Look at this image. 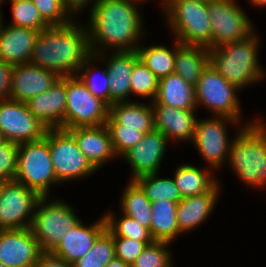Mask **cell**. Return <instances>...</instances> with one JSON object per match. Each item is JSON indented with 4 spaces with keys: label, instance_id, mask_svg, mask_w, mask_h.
<instances>
[{
    "label": "cell",
    "instance_id": "1",
    "mask_svg": "<svg viewBox=\"0 0 266 267\" xmlns=\"http://www.w3.org/2000/svg\"><path fill=\"white\" fill-rule=\"evenodd\" d=\"M141 0H98L89 11L87 28L92 54L136 51L145 39ZM145 27V28H144ZM145 34V35H144ZM110 49V50H109Z\"/></svg>",
    "mask_w": 266,
    "mask_h": 267
},
{
    "label": "cell",
    "instance_id": "2",
    "mask_svg": "<svg viewBox=\"0 0 266 267\" xmlns=\"http://www.w3.org/2000/svg\"><path fill=\"white\" fill-rule=\"evenodd\" d=\"M78 20L77 17L67 25L50 26L40 31L29 62L54 71L60 77L77 75L92 55L88 28Z\"/></svg>",
    "mask_w": 266,
    "mask_h": 267
},
{
    "label": "cell",
    "instance_id": "3",
    "mask_svg": "<svg viewBox=\"0 0 266 267\" xmlns=\"http://www.w3.org/2000/svg\"><path fill=\"white\" fill-rule=\"evenodd\" d=\"M259 37L255 30L245 40L208 49L210 66L240 91L266 78L265 69L259 62Z\"/></svg>",
    "mask_w": 266,
    "mask_h": 267
},
{
    "label": "cell",
    "instance_id": "4",
    "mask_svg": "<svg viewBox=\"0 0 266 267\" xmlns=\"http://www.w3.org/2000/svg\"><path fill=\"white\" fill-rule=\"evenodd\" d=\"M229 167L247 187L266 188V122L262 118L237 129L230 145Z\"/></svg>",
    "mask_w": 266,
    "mask_h": 267
},
{
    "label": "cell",
    "instance_id": "5",
    "mask_svg": "<svg viewBox=\"0 0 266 267\" xmlns=\"http://www.w3.org/2000/svg\"><path fill=\"white\" fill-rule=\"evenodd\" d=\"M41 197L36 205L30 230L42 252H52L81 219L75 208L60 198ZM49 201V202H48Z\"/></svg>",
    "mask_w": 266,
    "mask_h": 267
},
{
    "label": "cell",
    "instance_id": "6",
    "mask_svg": "<svg viewBox=\"0 0 266 267\" xmlns=\"http://www.w3.org/2000/svg\"><path fill=\"white\" fill-rule=\"evenodd\" d=\"M163 15L173 38L185 45H202L211 49V24L207 3L174 0Z\"/></svg>",
    "mask_w": 266,
    "mask_h": 267
},
{
    "label": "cell",
    "instance_id": "7",
    "mask_svg": "<svg viewBox=\"0 0 266 267\" xmlns=\"http://www.w3.org/2000/svg\"><path fill=\"white\" fill-rule=\"evenodd\" d=\"M14 180L36 191L41 197H49L50 189L57 182L48 140L44 136L40 140L18 144L17 172Z\"/></svg>",
    "mask_w": 266,
    "mask_h": 267
},
{
    "label": "cell",
    "instance_id": "8",
    "mask_svg": "<svg viewBox=\"0 0 266 267\" xmlns=\"http://www.w3.org/2000/svg\"><path fill=\"white\" fill-rule=\"evenodd\" d=\"M196 106H204L213 116H225L238 120L243 125L252 124L256 119L244 123V116L238 92L234 85L227 82L210 64L203 70L195 87ZM243 117V118H242Z\"/></svg>",
    "mask_w": 266,
    "mask_h": 267
},
{
    "label": "cell",
    "instance_id": "9",
    "mask_svg": "<svg viewBox=\"0 0 266 267\" xmlns=\"http://www.w3.org/2000/svg\"><path fill=\"white\" fill-rule=\"evenodd\" d=\"M45 137L48 140L49 151L57 182L85 179L98 170L81 152L74 136L64 129H47Z\"/></svg>",
    "mask_w": 266,
    "mask_h": 267
},
{
    "label": "cell",
    "instance_id": "10",
    "mask_svg": "<svg viewBox=\"0 0 266 267\" xmlns=\"http://www.w3.org/2000/svg\"><path fill=\"white\" fill-rule=\"evenodd\" d=\"M235 125L241 129L244 125L238 120L225 116H209L197 119L193 146L202 156L209 168L215 172L226 166L232 139L228 135L227 126Z\"/></svg>",
    "mask_w": 266,
    "mask_h": 267
},
{
    "label": "cell",
    "instance_id": "11",
    "mask_svg": "<svg viewBox=\"0 0 266 267\" xmlns=\"http://www.w3.org/2000/svg\"><path fill=\"white\" fill-rule=\"evenodd\" d=\"M64 130L106 124L109 106L90 93L77 75L65 76Z\"/></svg>",
    "mask_w": 266,
    "mask_h": 267
},
{
    "label": "cell",
    "instance_id": "12",
    "mask_svg": "<svg viewBox=\"0 0 266 267\" xmlns=\"http://www.w3.org/2000/svg\"><path fill=\"white\" fill-rule=\"evenodd\" d=\"M237 1L212 0L207 2V13L211 24V49L245 40L255 31L253 21Z\"/></svg>",
    "mask_w": 266,
    "mask_h": 267
},
{
    "label": "cell",
    "instance_id": "13",
    "mask_svg": "<svg viewBox=\"0 0 266 267\" xmlns=\"http://www.w3.org/2000/svg\"><path fill=\"white\" fill-rule=\"evenodd\" d=\"M41 196L16 181L0 183V230L30 228Z\"/></svg>",
    "mask_w": 266,
    "mask_h": 267
},
{
    "label": "cell",
    "instance_id": "14",
    "mask_svg": "<svg viewBox=\"0 0 266 267\" xmlns=\"http://www.w3.org/2000/svg\"><path fill=\"white\" fill-rule=\"evenodd\" d=\"M47 128L29 111L26 103L16 100L0 102V132L5 140L22 144L40 140Z\"/></svg>",
    "mask_w": 266,
    "mask_h": 267
},
{
    "label": "cell",
    "instance_id": "15",
    "mask_svg": "<svg viewBox=\"0 0 266 267\" xmlns=\"http://www.w3.org/2000/svg\"><path fill=\"white\" fill-rule=\"evenodd\" d=\"M168 138L160 131L153 130L144 135L141 141L129 149L120 158L125 159L131 167V178L160 172L159 169L166 156Z\"/></svg>",
    "mask_w": 266,
    "mask_h": 267
},
{
    "label": "cell",
    "instance_id": "16",
    "mask_svg": "<svg viewBox=\"0 0 266 267\" xmlns=\"http://www.w3.org/2000/svg\"><path fill=\"white\" fill-rule=\"evenodd\" d=\"M42 251L30 228L0 230V262L7 267H34Z\"/></svg>",
    "mask_w": 266,
    "mask_h": 267
},
{
    "label": "cell",
    "instance_id": "17",
    "mask_svg": "<svg viewBox=\"0 0 266 267\" xmlns=\"http://www.w3.org/2000/svg\"><path fill=\"white\" fill-rule=\"evenodd\" d=\"M108 51L97 53L104 62L110 83V105L131 102V75L134 65L140 60L137 51ZM106 62V63H105Z\"/></svg>",
    "mask_w": 266,
    "mask_h": 267
},
{
    "label": "cell",
    "instance_id": "18",
    "mask_svg": "<svg viewBox=\"0 0 266 267\" xmlns=\"http://www.w3.org/2000/svg\"><path fill=\"white\" fill-rule=\"evenodd\" d=\"M60 76L30 62L14 66L10 83V99L27 102L49 90Z\"/></svg>",
    "mask_w": 266,
    "mask_h": 267
},
{
    "label": "cell",
    "instance_id": "19",
    "mask_svg": "<svg viewBox=\"0 0 266 267\" xmlns=\"http://www.w3.org/2000/svg\"><path fill=\"white\" fill-rule=\"evenodd\" d=\"M152 108L155 130L162 132L170 142H193L198 119L196 110L175 109L163 104H152Z\"/></svg>",
    "mask_w": 266,
    "mask_h": 267
},
{
    "label": "cell",
    "instance_id": "20",
    "mask_svg": "<svg viewBox=\"0 0 266 267\" xmlns=\"http://www.w3.org/2000/svg\"><path fill=\"white\" fill-rule=\"evenodd\" d=\"M29 111L47 129H64L66 108L65 76L60 77L46 92L25 102Z\"/></svg>",
    "mask_w": 266,
    "mask_h": 267
},
{
    "label": "cell",
    "instance_id": "21",
    "mask_svg": "<svg viewBox=\"0 0 266 267\" xmlns=\"http://www.w3.org/2000/svg\"><path fill=\"white\" fill-rule=\"evenodd\" d=\"M106 229V220L103 214L100 219L98 218L89 225L85 224L81 218L51 253L73 264L91 249L96 239Z\"/></svg>",
    "mask_w": 266,
    "mask_h": 267
},
{
    "label": "cell",
    "instance_id": "22",
    "mask_svg": "<svg viewBox=\"0 0 266 267\" xmlns=\"http://www.w3.org/2000/svg\"><path fill=\"white\" fill-rule=\"evenodd\" d=\"M76 139L81 152L99 170L113 159L117 160L110 133L105 124L100 126L76 127L68 129Z\"/></svg>",
    "mask_w": 266,
    "mask_h": 267
},
{
    "label": "cell",
    "instance_id": "23",
    "mask_svg": "<svg viewBox=\"0 0 266 267\" xmlns=\"http://www.w3.org/2000/svg\"><path fill=\"white\" fill-rule=\"evenodd\" d=\"M220 181L206 193L182 198L177 205L176 220L181 234L196 230L214 212L221 192Z\"/></svg>",
    "mask_w": 266,
    "mask_h": 267
},
{
    "label": "cell",
    "instance_id": "24",
    "mask_svg": "<svg viewBox=\"0 0 266 267\" xmlns=\"http://www.w3.org/2000/svg\"><path fill=\"white\" fill-rule=\"evenodd\" d=\"M39 33L3 23L0 30V60L13 66L28 63Z\"/></svg>",
    "mask_w": 266,
    "mask_h": 267
},
{
    "label": "cell",
    "instance_id": "25",
    "mask_svg": "<svg viewBox=\"0 0 266 267\" xmlns=\"http://www.w3.org/2000/svg\"><path fill=\"white\" fill-rule=\"evenodd\" d=\"M117 102L109 106V117L105 125H123L145 134L153 131L154 112L151 102Z\"/></svg>",
    "mask_w": 266,
    "mask_h": 267
},
{
    "label": "cell",
    "instance_id": "26",
    "mask_svg": "<svg viewBox=\"0 0 266 267\" xmlns=\"http://www.w3.org/2000/svg\"><path fill=\"white\" fill-rule=\"evenodd\" d=\"M151 104H163L175 109L197 110L195 86L172 73L159 80L157 95Z\"/></svg>",
    "mask_w": 266,
    "mask_h": 267
},
{
    "label": "cell",
    "instance_id": "27",
    "mask_svg": "<svg viewBox=\"0 0 266 267\" xmlns=\"http://www.w3.org/2000/svg\"><path fill=\"white\" fill-rule=\"evenodd\" d=\"M204 167L184 162L176 166L172 178L182 198L209 192L219 182L215 171L207 165Z\"/></svg>",
    "mask_w": 266,
    "mask_h": 267
},
{
    "label": "cell",
    "instance_id": "28",
    "mask_svg": "<svg viewBox=\"0 0 266 267\" xmlns=\"http://www.w3.org/2000/svg\"><path fill=\"white\" fill-rule=\"evenodd\" d=\"M209 64V50L202 45H185L176 39L174 73L196 87L203 70Z\"/></svg>",
    "mask_w": 266,
    "mask_h": 267
},
{
    "label": "cell",
    "instance_id": "29",
    "mask_svg": "<svg viewBox=\"0 0 266 267\" xmlns=\"http://www.w3.org/2000/svg\"><path fill=\"white\" fill-rule=\"evenodd\" d=\"M178 203L179 202H171L167 200L151 203L152 215L150 234L154 241L171 243L177 236L182 235L176 220Z\"/></svg>",
    "mask_w": 266,
    "mask_h": 267
},
{
    "label": "cell",
    "instance_id": "30",
    "mask_svg": "<svg viewBox=\"0 0 266 267\" xmlns=\"http://www.w3.org/2000/svg\"><path fill=\"white\" fill-rule=\"evenodd\" d=\"M173 41V47L170 49L164 44H141L137 47L139 59L159 80L174 73L176 39L173 38Z\"/></svg>",
    "mask_w": 266,
    "mask_h": 267
},
{
    "label": "cell",
    "instance_id": "31",
    "mask_svg": "<svg viewBox=\"0 0 266 267\" xmlns=\"http://www.w3.org/2000/svg\"><path fill=\"white\" fill-rule=\"evenodd\" d=\"M128 182L124 187L122 196H120V213L133 218L139 224L150 230L152 215L151 201L145 196L143 190L134 180L129 179Z\"/></svg>",
    "mask_w": 266,
    "mask_h": 267
},
{
    "label": "cell",
    "instance_id": "32",
    "mask_svg": "<svg viewBox=\"0 0 266 267\" xmlns=\"http://www.w3.org/2000/svg\"><path fill=\"white\" fill-rule=\"evenodd\" d=\"M99 62V63H96ZM100 59L92 54L79 69L77 76L86 85L88 90L95 97L103 100L110 106V83L105 64L101 70ZM94 65V66H93Z\"/></svg>",
    "mask_w": 266,
    "mask_h": 267
},
{
    "label": "cell",
    "instance_id": "33",
    "mask_svg": "<svg viewBox=\"0 0 266 267\" xmlns=\"http://www.w3.org/2000/svg\"><path fill=\"white\" fill-rule=\"evenodd\" d=\"M158 174L141 175L136 177L134 181L140 186L151 203L160 200L179 202L182 197L173 178L160 177Z\"/></svg>",
    "mask_w": 266,
    "mask_h": 267
},
{
    "label": "cell",
    "instance_id": "34",
    "mask_svg": "<svg viewBox=\"0 0 266 267\" xmlns=\"http://www.w3.org/2000/svg\"><path fill=\"white\" fill-rule=\"evenodd\" d=\"M103 214L106 220L107 230L113 237H124L138 241H154L150 230L139 224L133 218L124 214L119 215L120 218H116V214L111 209Z\"/></svg>",
    "mask_w": 266,
    "mask_h": 267
},
{
    "label": "cell",
    "instance_id": "35",
    "mask_svg": "<svg viewBox=\"0 0 266 267\" xmlns=\"http://www.w3.org/2000/svg\"><path fill=\"white\" fill-rule=\"evenodd\" d=\"M115 256L112 234L106 229L91 249L73 263V267H105Z\"/></svg>",
    "mask_w": 266,
    "mask_h": 267
},
{
    "label": "cell",
    "instance_id": "36",
    "mask_svg": "<svg viewBox=\"0 0 266 267\" xmlns=\"http://www.w3.org/2000/svg\"><path fill=\"white\" fill-rule=\"evenodd\" d=\"M12 21L9 25L42 31L50 26L42 19L32 0L11 3Z\"/></svg>",
    "mask_w": 266,
    "mask_h": 267
},
{
    "label": "cell",
    "instance_id": "37",
    "mask_svg": "<svg viewBox=\"0 0 266 267\" xmlns=\"http://www.w3.org/2000/svg\"><path fill=\"white\" fill-rule=\"evenodd\" d=\"M172 243L154 241L145 247L132 267H173L174 258L170 250ZM169 245V246H168Z\"/></svg>",
    "mask_w": 266,
    "mask_h": 267
},
{
    "label": "cell",
    "instance_id": "38",
    "mask_svg": "<svg viewBox=\"0 0 266 267\" xmlns=\"http://www.w3.org/2000/svg\"><path fill=\"white\" fill-rule=\"evenodd\" d=\"M159 79L139 60L131 75V95L150 99L153 102L158 91Z\"/></svg>",
    "mask_w": 266,
    "mask_h": 267
},
{
    "label": "cell",
    "instance_id": "39",
    "mask_svg": "<svg viewBox=\"0 0 266 267\" xmlns=\"http://www.w3.org/2000/svg\"><path fill=\"white\" fill-rule=\"evenodd\" d=\"M32 2L49 26H64L75 19L63 6L61 0H32Z\"/></svg>",
    "mask_w": 266,
    "mask_h": 267
},
{
    "label": "cell",
    "instance_id": "40",
    "mask_svg": "<svg viewBox=\"0 0 266 267\" xmlns=\"http://www.w3.org/2000/svg\"><path fill=\"white\" fill-rule=\"evenodd\" d=\"M116 155L121 157L129 149L138 144L145 133L131 128H123V125H106Z\"/></svg>",
    "mask_w": 266,
    "mask_h": 267
},
{
    "label": "cell",
    "instance_id": "41",
    "mask_svg": "<svg viewBox=\"0 0 266 267\" xmlns=\"http://www.w3.org/2000/svg\"><path fill=\"white\" fill-rule=\"evenodd\" d=\"M18 144L4 140L0 143V182L14 180L17 172Z\"/></svg>",
    "mask_w": 266,
    "mask_h": 267
},
{
    "label": "cell",
    "instance_id": "42",
    "mask_svg": "<svg viewBox=\"0 0 266 267\" xmlns=\"http://www.w3.org/2000/svg\"><path fill=\"white\" fill-rule=\"evenodd\" d=\"M154 241H138L124 237H113L116 258L132 265L145 247Z\"/></svg>",
    "mask_w": 266,
    "mask_h": 267
},
{
    "label": "cell",
    "instance_id": "43",
    "mask_svg": "<svg viewBox=\"0 0 266 267\" xmlns=\"http://www.w3.org/2000/svg\"><path fill=\"white\" fill-rule=\"evenodd\" d=\"M14 66L0 60V102L10 99V83Z\"/></svg>",
    "mask_w": 266,
    "mask_h": 267
},
{
    "label": "cell",
    "instance_id": "44",
    "mask_svg": "<svg viewBox=\"0 0 266 267\" xmlns=\"http://www.w3.org/2000/svg\"><path fill=\"white\" fill-rule=\"evenodd\" d=\"M34 267H73V264L51 252H42Z\"/></svg>",
    "mask_w": 266,
    "mask_h": 267
},
{
    "label": "cell",
    "instance_id": "45",
    "mask_svg": "<svg viewBox=\"0 0 266 267\" xmlns=\"http://www.w3.org/2000/svg\"><path fill=\"white\" fill-rule=\"evenodd\" d=\"M63 6L67 11L76 19V16L84 12L85 7L88 6L89 11L95 5L98 0H61ZM91 7H90V6Z\"/></svg>",
    "mask_w": 266,
    "mask_h": 267
},
{
    "label": "cell",
    "instance_id": "46",
    "mask_svg": "<svg viewBox=\"0 0 266 267\" xmlns=\"http://www.w3.org/2000/svg\"><path fill=\"white\" fill-rule=\"evenodd\" d=\"M105 267H132V266L115 257Z\"/></svg>",
    "mask_w": 266,
    "mask_h": 267
},
{
    "label": "cell",
    "instance_id": "47",
    "mask_svg": "<svg viewBox=\"0 0 266 267\" xmlns=\"http://www.w3.org/2000/svg\"><path fill=\"white\" fill-rule=\"evenodd\" d=\"M253 7H257L259 9L266 8V0H248Z\"/></svg>",
    "mask_w": 266,
    "mask_h": 267
},
{
    "label": "cell",
    "instance_id": "48",
    "mask_svg": "<svg viewBox=\"0 0 266 267\" xmlns=\"http://www.w3.org/2000/svg\"><path fill=\"white\" fill-rule=\"evenodd\" d=\"M174 0H163V10L162 12L173 2ZM190 1H197V2H204L207 3L212 0H190Z\"/></svg>",
    "mask_w": 266,
    "mask_h": 267
},
{
    "label": "cell",
    "instance_id": "49",
    "mask_svg": "<svg viewBox=\"0 0 266 267\" xmlns=\"http://www.w3.org/2000/svg\"><path fill=\"white\" fill-rule=\"evenodd\" d=\"M1 13H2V11H0V30H1V28H2L3 23H5V22H4L3 15H2Z\"/></svg>",
    "mask_w": 266,
    "mask_h": 267
},
{
    "label": "cell",
    "instance_id": "50",
    "mask_svg": "<svg viewBox=\"0 0 266 267\" xmlns=\"http://www.w3.org/2000/svg\"><path fill=\"white\" fill-rule=\"evenodd\" d=\"M141 1H143L144 3L147 2V0H141ZM148 1H150V0H148ZM160 1H161V2H160V3H161L160 5H161V7H162V9H163V0H160Z\"/></svg>",
    "mask_w": 266,
    "mask_h": 267
},
{
    "label": "cell",
    "instance_id": "51",
    "mask_svg": "<svg viewBox=\"0 0 266 267\" xmlns=\"http://www.w3.org/2000/svg\"><path fill=\"white\" fill-rule=\"evenodd\" d=\"M5 139L2 136V133L0 132V143H2Z\"/></svg>",
    "mask_w": 266,
    "mask_h": 267
},
{
    "label": "cell",
    "instance_id": "52",
    "mask_svg": "<svg viewBox=\"0 0 266 267\" xmlns=\"http://www.w3.org/2000/svg\"><path fill=\"white\" fill-rule=\"evenodd\" d=\"M4 1L6 3V0H4ZM8 1H10V3H12V2H17V1H22V0H8Z\"/></svg>",
    "mask_w": 266,
    "mask_h": 267
},
{
    "label": "cell",
    "instance_id": "53",
    "mask_svg": "<svg viewBox=\"0 0 266 267\" xmlns=\"http://www.w3.org/2000/svg\"><path fill=\"white\" fill-rule=\"evenodd\" d=\"M4 2H5L4 0H0V11H2V9H1V5H2Z\"/></svg>",
    "mask_w": 266,
    "mask_h": 267
},
{
    "label": "cell",
    "instance_id": "54",
    "mask_svg": "<svg viewBox=\"0 0 266 267\" xmlns=\"http://www.w3.org/2000/svg\"><path fill=\"white\" fill-rule=\"evenodd\" d=\"M0 267H7V266L3 265V264L0 262Z\"/></svg>",
    "mask_w": 266,
    "mask_h": 267
}]
</instances>
